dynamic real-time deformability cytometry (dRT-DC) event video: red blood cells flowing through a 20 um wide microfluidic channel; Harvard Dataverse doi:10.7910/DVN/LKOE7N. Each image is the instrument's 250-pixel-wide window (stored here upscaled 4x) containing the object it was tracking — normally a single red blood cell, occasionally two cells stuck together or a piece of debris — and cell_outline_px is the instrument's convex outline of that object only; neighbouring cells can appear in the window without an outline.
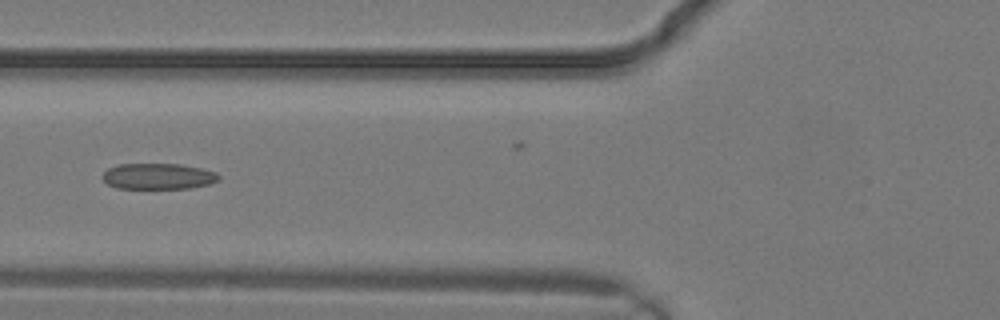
{"species": "common noctule bat (a hibernating species)", "species_latin": "Nyctalus noctula", "temperature_condition": "warm", "stored_images_in_passage": 5, "camera_frame_rate_fps": 3000, "um_per_image_px": 0.085, "animal": {"sex": "male", "body_mass_g": 19.2, "forearm_length_mm": 51.8}, "frame": {"image": 1, "passage_image": 3, "time_ms": 0.667, "image_size_px": [1000, 320], "cell_outline_px": [[220, 180], [208, 184], [192, 188], [116, 188], [108, 184], [100, 176], [108, 168], [120, 164], [180, 164], [200, 168], [216, 172], [220, 176]], "centroid_in_image_um": [13.44, 14.98], "position_along_channel_um": 112.4, "area_um2": 17.57}}